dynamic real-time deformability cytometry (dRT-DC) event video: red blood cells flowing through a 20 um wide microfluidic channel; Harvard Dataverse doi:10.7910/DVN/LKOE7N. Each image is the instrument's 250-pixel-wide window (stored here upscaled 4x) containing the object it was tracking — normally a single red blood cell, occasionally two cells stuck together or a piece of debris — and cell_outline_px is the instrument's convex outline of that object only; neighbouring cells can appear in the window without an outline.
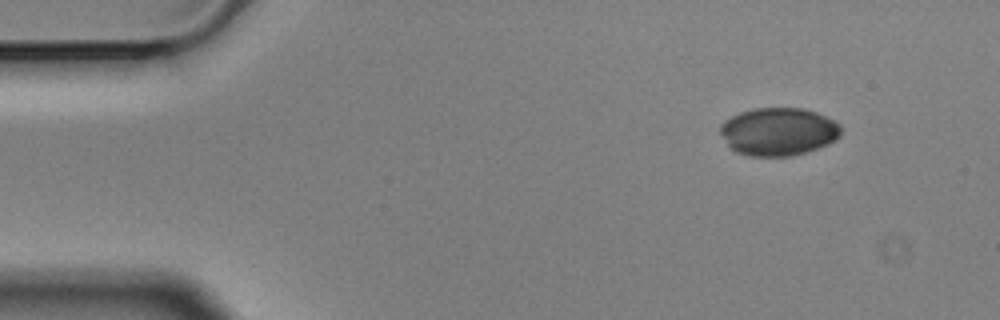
{"species": "Egyptian fruit bat (a non-hibernating species)", "species_latin": "Rousettus aegyptiacus", "temperature_condition": "cold", "stored_images_in_passage": 6, "camera_frame_rate_fps": 3000, "um_per_image_px": 0.085, "animal": {"sex": "male"}, "frame": {"image": 1, "passage_image": 1, "time_ms": 0.0, "image_size_px": [1000, 320], "cell_outline_px": [[840, 136], [828, 144], [804, 152], [788, 156], [748, 156], [736, 152], [728, 144], [720, 132], [720, 124], [724, 120], [740, 112], [756, 108], [804, 108], [816, 112], [836, 120], [840, 124]], "centroid_in_image_um": [66.17, 11.17], "position_along_channel_um": 18.8, "area_um2": 33.64}}
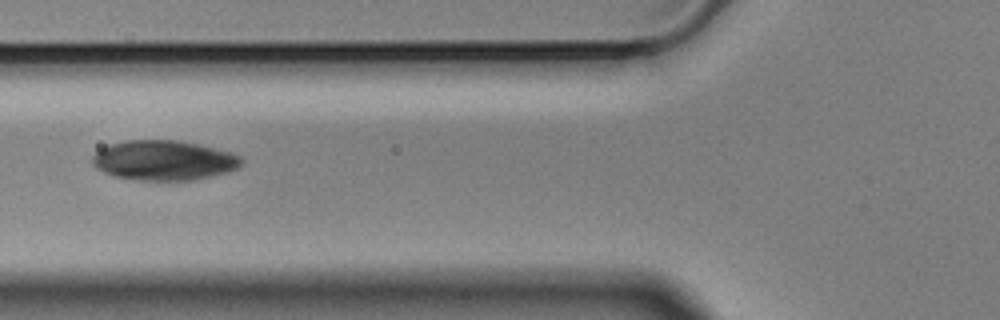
{"frame": {"image": 2, "passage_image": 5, "time_ms": 1.333, "image_size_px": [1000, 320], "cell_outline_px": [[244, 160], [240, 168], [228, 172], [192, 180], [140, 180], [116, 176], [104, 172], [96, 168], [92, 164], [92, 156], [100, 148], [108, 144], [128, 140], [176, 140], [200, 144], [228, 152], [240, 156]], "centroid_in_image_um": [13.93, 13.62], "position_along_channel_um": 111.9, "area_um2": 34.68}}
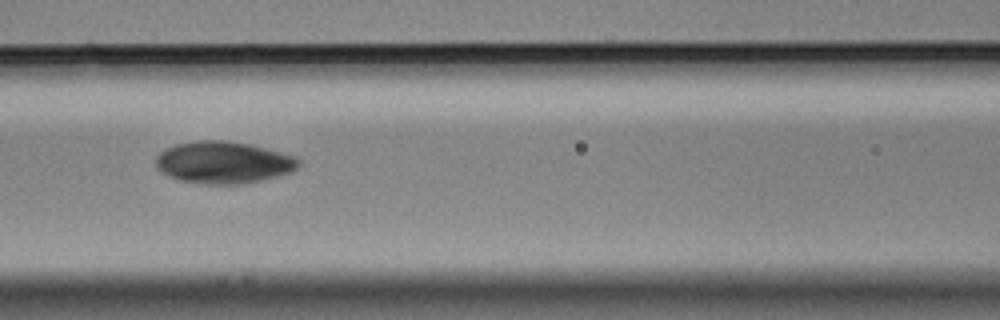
{"frame": {"image": 3, "passage_image": 6, "time_ms": 1.667, "image_size_px": [1000, 320], "cell_outline_px": [[300, 164], [292, 172], [280, 176], [244, 184], [208, 184], [180, 180], [168, 176], [156, 168], [156, 156], [164, 148], [176, 144], [200, 140], [224, 140], [248, 144], [264, 148], [292, 156], [300, 160]], "centroid_in_image_um": [18.97, 13.81], "position_along_channel_um": 147.6, "area_um2": 34.91}}